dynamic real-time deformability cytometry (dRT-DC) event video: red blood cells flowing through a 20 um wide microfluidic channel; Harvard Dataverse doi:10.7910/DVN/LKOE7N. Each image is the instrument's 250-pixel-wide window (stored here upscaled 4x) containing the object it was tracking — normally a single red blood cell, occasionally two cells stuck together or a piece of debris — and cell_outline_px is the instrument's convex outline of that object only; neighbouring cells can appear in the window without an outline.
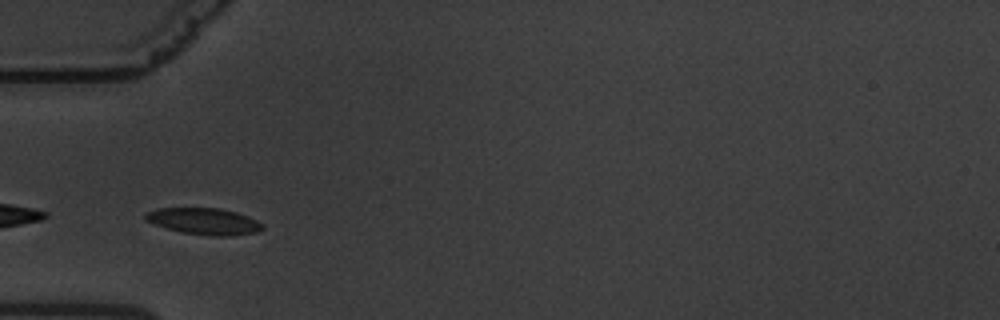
{"species": "common noctule bat (a hibernating species)", "species_latin": "Nyctalus noctula", "temperature_condition": "warm", "stored_images_in_passage": 8, "camera_frame_rate_fps": 3000, "um_per_image_px": 0.085, "animal": {"sex": "male", "body_mass_g": 19.5, "forearm_length_mm": 54.6}, "frame": {"image": 1, "passage_image": 1, "time_ms": 0.0, "image_size_px": [1000, 320], "cell_outline_px": [[264, 228], [256, 232], [232, 236], [208, 236], [180, 232], [164, 228], [144, 220], [144, 216], [148, 212], [156, 208], [220, 208], [236, 212], [248, 216], [264, 224]], "centroid_in_image_um": [17.34, 18.82], "position_along_channel_um": 67.7, "area_um2": 18.32}}
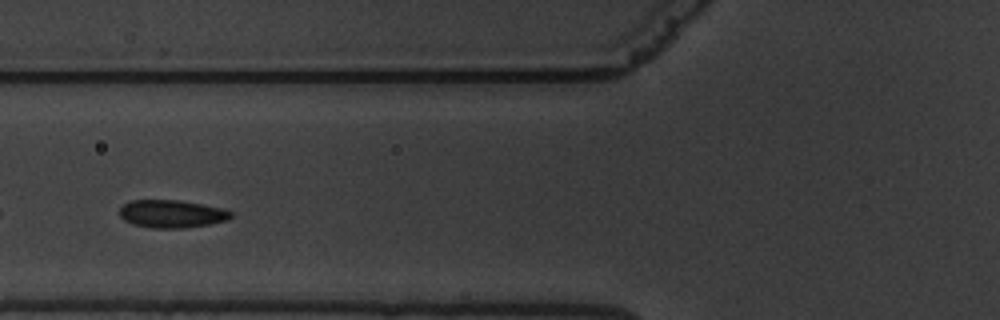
{"frame": {"image": 2, "passage_image": 5, "time_ms": 1.333, "image_size_px": [1000, 320], "cell_outline_px": [[232, 216], [228, 220], [208, 224], [184, 228], [152, 228], [132, 224], [124, 220], [120, 216], [120, 208], [124, 204], [132, 200], [180, 200], [204, 204], [224, 208], [232, 212]], "centroid_in_image_um": [14.61, 18.17], "position_along_channel_um": 111.2, "area_um2": 18.15}}